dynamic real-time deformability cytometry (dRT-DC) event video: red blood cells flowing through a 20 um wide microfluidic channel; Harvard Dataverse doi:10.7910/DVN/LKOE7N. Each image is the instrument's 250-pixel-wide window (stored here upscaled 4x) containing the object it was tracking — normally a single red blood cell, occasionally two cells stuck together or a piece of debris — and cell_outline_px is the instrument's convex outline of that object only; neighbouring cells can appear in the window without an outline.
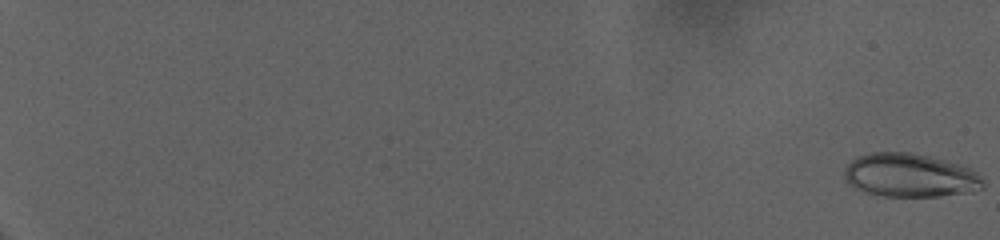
{"species": "human", "species_latin": "Homo sapiens", "temperature_condition": "warm", "stored_images_in_passage": 82, "camera_frame_rate_fps": 3000, "um_per_image_px": 0.085, "donor": {"sex": "female"}, "frame": {"image": 1, "passage_image": 1, "time_ms": 0.0, "image_size_px": [1000, 240], "cell_outline_px": [[984, 188], [972, 192], [940, 196], [880, 196], [864, 192], [848, 184], [844, 180], [844, 168], [852, 160], [860, 156], [872, 152], [912, 152], [944, 160], [968, 168], [976, 172], [980, 176], [984, 184]], "centroid_in_image_um": [77.32, 14.92], "position_along_channel_um": 7.7, "area_um2": 35.26}}
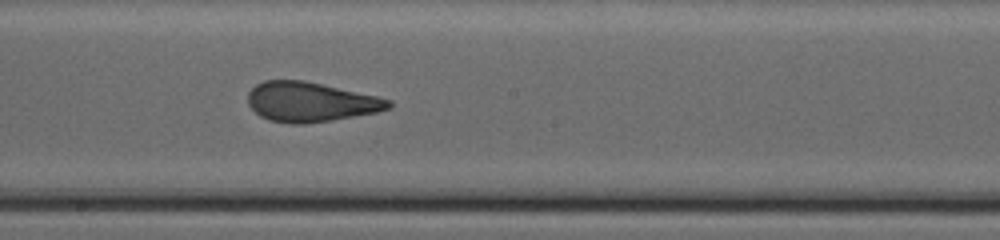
{"frame": {"image": 2, "passage_image": 53, "time_ms": 17.333, "image_size_px": [1000, 240], "cell_outline_px": [[392, 108], [376, 112], [332, 120], [304, 124], [292, 124], [268, 120], [260, 116], [248, 104], [248, 92], [256, 84], [264, 80], [304, 80], [376, 96], [392, 100]], "centroid_in_image_um": [26.38, 8.66], "position_along_channel_um": 221.8, "area_um2": 32.48}}
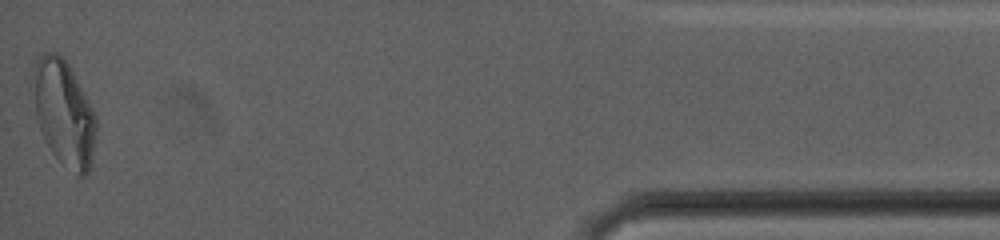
{"frame": {"image": 3, "passage_image": 82, "time_ms": 27.0, "image_size_px": [1000, 240], "cell_outline_px": [[96, 128], [92, 160], [88, 172], [84, 176], [76, 176], [52, 152], [44, 140], [36, 116], [32, 72], [32, 68], [36, 60], [44, 52], [56, 52], [68, 64], [96, 116]], "centroid_in_image_um": [5.42, 9.61], "position_along_channel_um": 429.8, "area_um2": 38.32}, "authors_computed_cell_mechanics": {"area_um2": 33.4373, "velocity_mm_per_s": 2.7915, "shape_relaxation_time_tau1_ms": null, "shape_relaxation_time_tau2_ms": 1.1413, "deformation_change_tau1": null, "deformation_change_tau2": 0.0918}}